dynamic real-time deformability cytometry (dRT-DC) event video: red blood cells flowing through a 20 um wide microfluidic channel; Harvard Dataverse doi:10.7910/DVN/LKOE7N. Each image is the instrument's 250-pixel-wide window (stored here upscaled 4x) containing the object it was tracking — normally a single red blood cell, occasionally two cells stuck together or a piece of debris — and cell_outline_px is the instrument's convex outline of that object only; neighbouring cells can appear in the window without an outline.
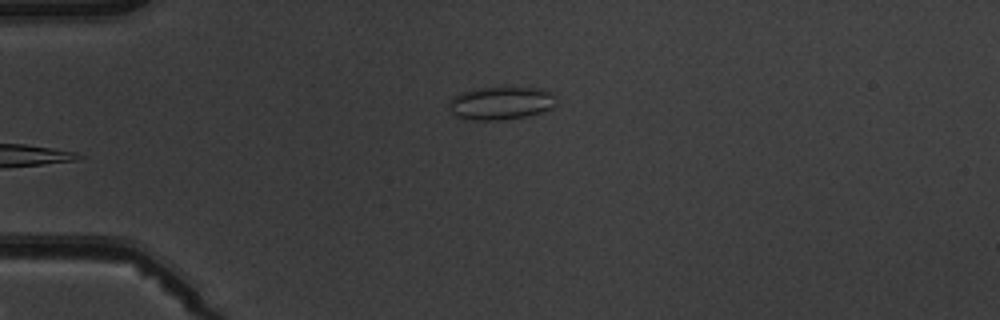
{"species": "common noctule bat (a hibernating species)", "species_latin": "Nyctalus noctula", "temperature_condition": "warm", "stored_images_in_passage": 3, "camera_frame_rate_fps": 3000, "um_per_image_px": 0.085, "animal": {"sex": "male", "body_mass_g": 19.5, "forearm_length_mm": 54.6}, "frame": {"image": 1, "passage_image": 3, "time_ms": 2.333, "image_size_px": [1000, 320], "cell_outline_px": [[556, 104], [552, 108], [544, 112], [528, 116], [500, 120], [476, 120], [456, 116], [452, 112], [448, 104], [448, 100], [452, 96], [460, 92], [476, 88], [540, 88], [552, 92], [556, 96]], "centroid_in_image_um": [42.6, 8.76], "position_along_channel_um": 42.4, "area_um2": 20.87}}